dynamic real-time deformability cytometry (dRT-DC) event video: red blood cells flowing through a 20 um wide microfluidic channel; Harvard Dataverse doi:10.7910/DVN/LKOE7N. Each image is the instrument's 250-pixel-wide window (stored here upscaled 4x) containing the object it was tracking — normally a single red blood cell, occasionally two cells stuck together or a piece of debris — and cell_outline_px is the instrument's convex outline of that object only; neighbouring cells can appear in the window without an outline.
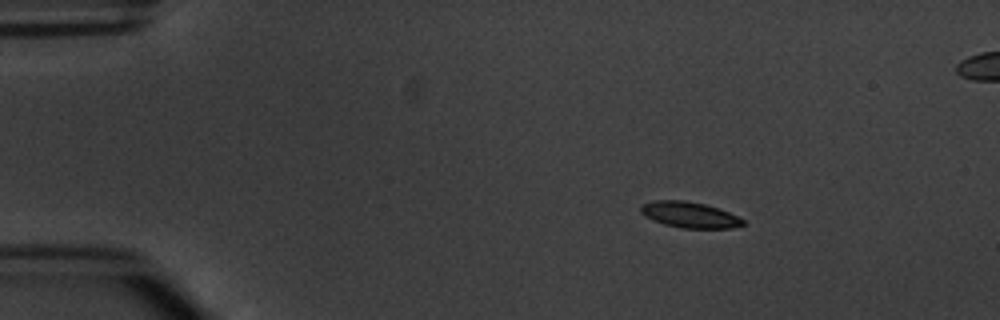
{"species": "common noctule bat (a hibernating species)", "species_latin": "Nyctalus noctula", "temperature_condition": "warm", "stored_images_in_passage": 4, "camera_frame_rate_fps": 3000, "um_per_image_px": 0.085, "animal": {"sex": "male", "body_mass_g": 20.1, "forearm_length_mm": 53.5}, "frame": {"image": 1, "passage_image": 2, "time_ms": 1.0, "image_size_px": [1000, 320], "cell_outline_px": [[744, 224], [732, 228], [680, 228], [664, 224], [652, 220], [644, 216], [640, 212], [640, 208], [644, 204], [656, 200], [684, 200], [704, 204], [728, 212], [744, 220]], "centroid_in_image_um": [58.58, 18.26], "position_along_channel_um": 26.4, "area_um2": 15.26}}